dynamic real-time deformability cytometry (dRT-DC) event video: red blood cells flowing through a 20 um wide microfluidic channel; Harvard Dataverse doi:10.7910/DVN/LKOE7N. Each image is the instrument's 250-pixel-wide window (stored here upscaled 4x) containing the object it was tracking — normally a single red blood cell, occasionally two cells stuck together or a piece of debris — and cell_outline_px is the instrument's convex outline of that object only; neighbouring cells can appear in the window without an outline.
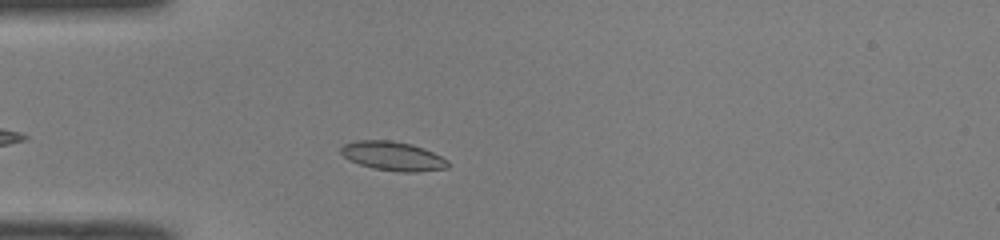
{"species": "common noctule bat (a hibernating species)", "species_latin": "Nyctalus noctula", "temperature_condition": "room temperature", "stored_images_in_passage": 42, "camera_frame_rate_fps": 3000, "um_per_image_px": 0.085, "animal": {"sex": "male", "body_mass_g": 19.0, "forearm_length_mm": 50.8}, "frame": {"image": 1, "passage_image": 9, "time_ms": 2.667, "image_size_px": [1000, 240], "cell_outline_px": [[448, 168], [416, 172], [400, 172], [372, 168], [348, 160], [340, 152], [340, 148], [344, 144], [356, 140], [388, 140], [412, 144], [424, 148], [448, 160]], "centroid_in_image_um": [33.38, 13.27], "position_along_channel_um": 51.6, "area_um2": 18.15}}
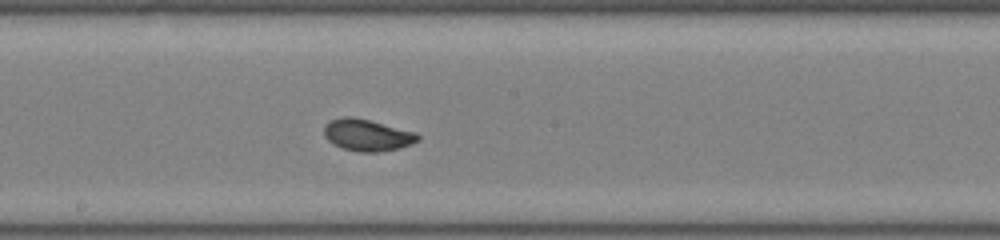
{"frame": {"image": 2, "passage_image": 22, "time_ms": 7.0, "image_size_px": [1000, 240], "cell_outline_px": [[420, 140], [412, 144], [400, 148], [380, 152], [360, 152], [340, 148], [332, 144], [324, 136], [324, 128], [332, 120], [344, 116], [352, 116], [416, 132], [420, 136]], "centroid_in_image_um": [31.23, 11.5], "position_along_channel_um": 217.0, "area_um2": 17.4}}
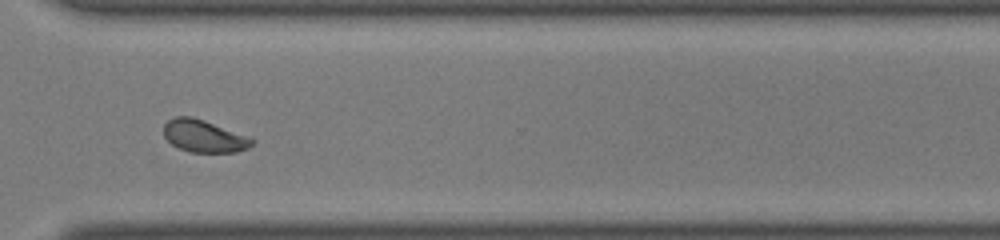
{"frame": {"image": 3, "passage_image": 32, "time_ms": 10.333, "image_size_px": [1000, 240], "cell_outline_px": [[256, 140], [248, 148], [236, 152], [188, 152], [172, 144], [164, 136], [164, 124], [168, 120], [176, 116], [192, 116], [252, 136]], "centroid_in_image_um": [17.39, 11.56], "position_along_channel_um": 353.2, "area_um2": 16.88}, "authors_computed_cell_mechanics": {"area_um2": 16.8487, "velocity_mm_per_s": 4.0649, "shape_relaxation_time_tau1_ms": 3.6545, "shape_relaxation_time_tau2_ms": null, "deformation_change_tau1": 0.1178, "deformation_change_tau2": null}}